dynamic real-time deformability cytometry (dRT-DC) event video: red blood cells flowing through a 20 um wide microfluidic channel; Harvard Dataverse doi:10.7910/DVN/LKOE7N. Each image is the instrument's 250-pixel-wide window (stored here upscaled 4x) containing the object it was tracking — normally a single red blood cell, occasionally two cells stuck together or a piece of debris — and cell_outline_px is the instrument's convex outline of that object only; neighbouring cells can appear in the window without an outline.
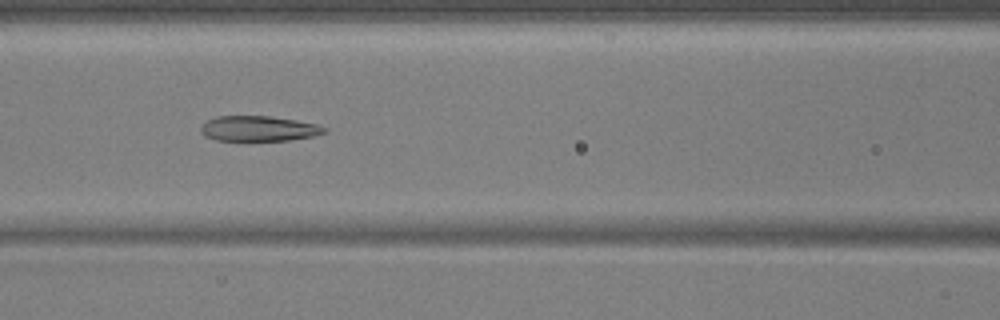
{"species": "common noctule bat (a hibernating species)", "species_latin": "Nyctalus noctula", "temperature_condition": "warm", "stored_images_in_passage": 53, "camera_frame_rate_fps": 3000, "um_per_image_px": 0.085, "animal": {"sex": "male", "body_mass_g": 17.9, "forearm_length_mm": 54.2}, "frame": {"image": 1, "passage_image": 23, "time_ms": 7.333, "image_size_px": [1000, 320], "cell_outline_px": [[328, 128], [324, 132], [312, 136], [288, 140], [216, 140], [204, 136], [200, 132], [200, 124], [216, 116], [268, 116], [296, 120], [316, 124]], "centroid_in_image_um": [21.92, 10.92], "position_along_channel_um": 144.7, "area_um2": 18.09}}
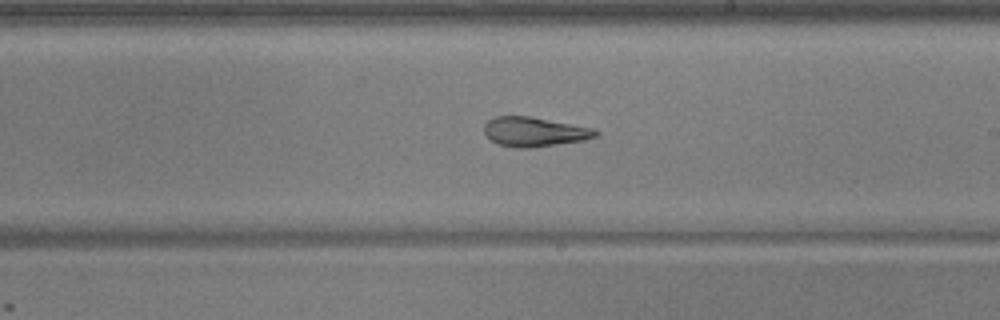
{"frame": {"image": 2, "passage_image": 31, "time_ms": 10.0, "image_size_px": [1000, 320], "cell_outline_px": [[600, 132], [596, 136], [584, 140], [532, 148], [516, 148], [500, 144], [492, 140], [484, 132], [484, 124], [488, 120], [496, 116], [532, 116], [596, 128]], "centroid_in_image_um": [45.47, 11.19], "position_along_channel_um": 243.5, "area_um2": 19.31}}
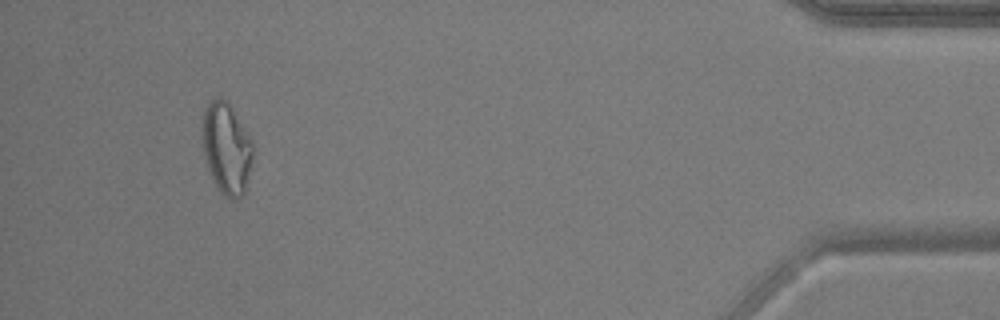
{"frame": {"image": 3, "passage_image": 50, "time_ms": 16.333, "image_size_px": [1000, 320], "cell_outline_px": [[252, 160], [244, 196], [236, 200], [228, 200], [216, 188], [208, 168], [200, 136], [200, 128], [204, 108], [212, 96], [216, 96], [224, 100], [228, 104], [252, 140]], "centroid_in_image_um": [19.21, 12.63], "position_along_channel_um": 416.0, "area_um2": 27.34}, "authors_computed_cell_mechanics": {"area_um2": 22.253, "velocity_mm_per_s": 3.7178, "shape_relaxation_time_tau1_ms": 8.4699, "shape_relaxation_time_tau2_ms": 2.6703, "deformation_change_tau1": 0.2402, "deformation_change_tau2": 0.1192}}